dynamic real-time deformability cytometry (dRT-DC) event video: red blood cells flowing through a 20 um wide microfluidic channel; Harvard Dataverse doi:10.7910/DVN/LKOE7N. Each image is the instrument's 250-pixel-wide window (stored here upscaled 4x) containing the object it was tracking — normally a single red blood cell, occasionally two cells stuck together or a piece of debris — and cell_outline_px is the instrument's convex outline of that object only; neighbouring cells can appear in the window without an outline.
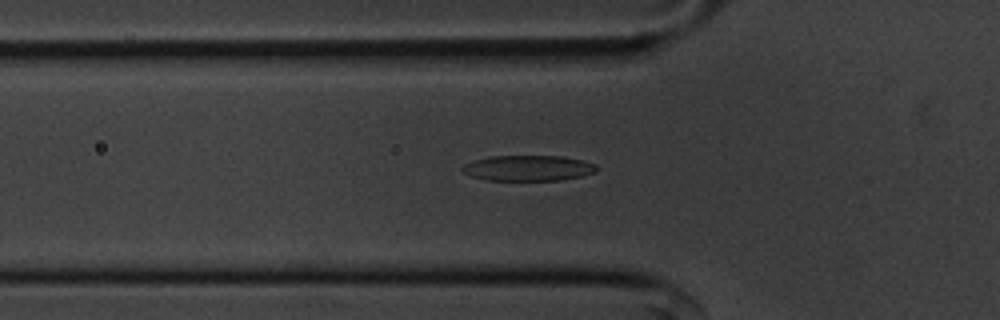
{"species": "common noctule bat (a hibernating species)", "species_latin": "Nyctalus noctula", "temperature_condition": "cold", "stored_images_in_passage": 55, "camera_frame_rate_fps": 3000, "um_per_image_px": 0.085, "animal": {"sex": "male", "body_mass_g": 20.1, "forearm_length_mm": 53.5}, "frame": {"image": 1, "passage_image": 18, "time_ms": 5.667, "image_size_px": [1000, 320], "cell_outline_px": [[596, 172], [580, 176], [560, 180], [488, 180], [472, 176], [464, 172], [460, 168], [464, 164], [476, 160], [492, 156], [560, 156], [584, 160], [596, 164]], "centroid_in_image_um": [44.91, 14.28], "position_along_channel_um": 80.9, "area_um2": 19.83}}
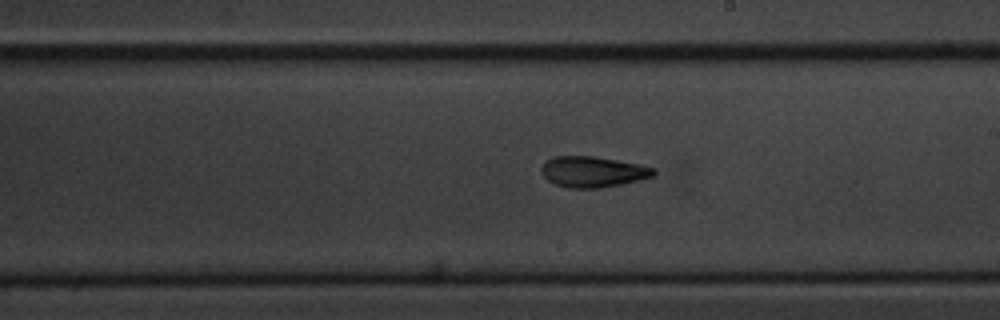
{"frame": {"image": 2, "passage_image": 31, "time_ms": 10.0, "image_size_px": [1000, 320], "cell_outline_px": [[656, 172], [652, 176], [640, 180], [600, 188], [568, 188], [556, 184], [548, 180], [540, 172], [540, 168], [544, 160], [552, 156], [596, 156], [640, 164], [656, 168]], "centroid_in_image_um": [50.37, 14.59], "position_along_channel_um": 238.6, "area_um2": 20.4}}
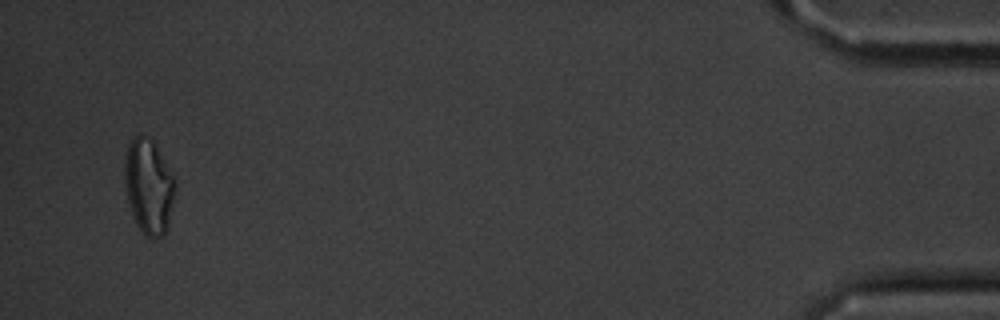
{"frame": {"image": 3, "passage_image": 53, "time_ms": 17.333, "image_size_px": [1000, 320], "cell_outline_px": [[176, 184], [168, 228], [164, 236], [156, 240], [152, 240], [136, 224], [132, 216], [124, 184], [124, 160], [128, 144], [140, 132], [152, 140], [176, 180]], "centroid_in_image_um": [12.63, 15.87], "position_along_channel_um": 422.6, "area_um2": 28.15}, "authors_computed_cell_mechanics": {"area_um2": 20.2878, "velocity_mm_per_s": 3.6194, "shape_relaxation_time_tau1_ms": 4.0202, "shape_relaxation_time_tau2_ms": 3.137, "deformation_change_tau1": 0.1463, "deformation_change_tau2": 0.1196}}